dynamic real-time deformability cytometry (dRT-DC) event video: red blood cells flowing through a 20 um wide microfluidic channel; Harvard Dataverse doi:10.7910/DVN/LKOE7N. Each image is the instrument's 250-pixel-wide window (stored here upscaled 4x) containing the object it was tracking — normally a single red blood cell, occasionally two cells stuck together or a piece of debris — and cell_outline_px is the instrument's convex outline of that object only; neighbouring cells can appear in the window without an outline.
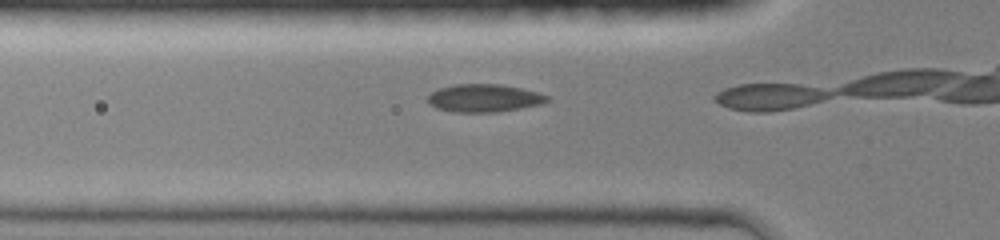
{"species": "common noctule bat (a hibernating species)", "species_latin": "Nyctalus noctula", "temperature_condition": "room temperature", "stored_images_in_passage": 7, "camera_frame_rate_fps": 3000, "um_per_image_px": 0.085, "animal": {"sex": "female", "body_mass_g": 19.0, "forearm_length_mm": 51.5}, "frame": {"image": 1, "passage_image": 6, "time_ms": 1.667, "image_size_px": [1000, 240], "cell_outline_px": [[548, 100], [540, 104], [520, 108], [496, 112], [452, 112], [436, 108], [428, 104], [428, 96], [432, 92], [440, 88], [452, 84], [500, 84], [520, 88], [536, 92], [548, 96]], "centroid_in_image_um": [41.09, 8.34], "position_along_channel_um": 84.7, "area_um2": 19.25}}